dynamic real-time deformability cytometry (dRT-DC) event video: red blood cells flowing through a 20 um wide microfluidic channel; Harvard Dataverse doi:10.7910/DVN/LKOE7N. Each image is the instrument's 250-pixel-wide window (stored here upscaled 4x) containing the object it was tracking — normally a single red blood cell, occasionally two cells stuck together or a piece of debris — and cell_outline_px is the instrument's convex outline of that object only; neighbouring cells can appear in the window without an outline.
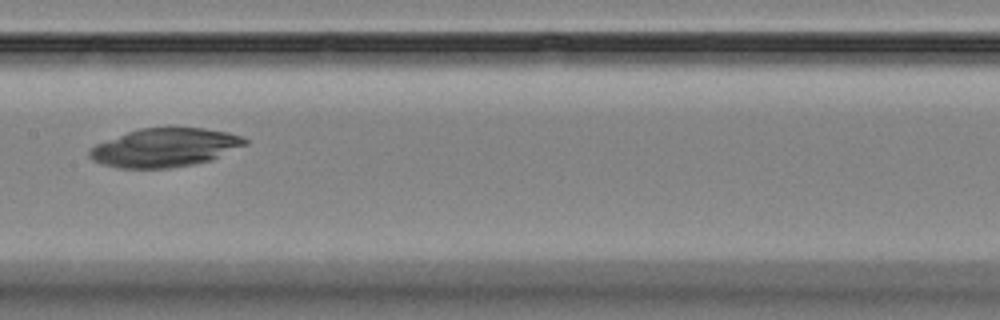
{"species": "Egyptian fruit bat (a non-hibernating species)", "species_latin": "Rousettus aegyptiacus", "temperature_condition": "room temperature", "stored_images_in_passage": 4, "camera_frame_rate_fps": 3000, "um_per_image_px": 0.085, "animal": {"sex": "female"}, "frame": {"image": 1, "passage_image": 4, "time_ms": 3.667, "image_size_px": [1000, 320], "cell_outline_px": [[248, 144], [212, 160], [192, 164], [168, 168], [116, 168], [100, 164], [92, 160], [88, 156], [88, 152], [96, 144], [128, 132], [140, 128], [168, 124], [204, 128], [228, 132], [240, 136], [248, 140]], "centroid_in_image_um": [14.03, 12.51], "position_along_channel_um": 193.4, "area_um2": 35.84}}